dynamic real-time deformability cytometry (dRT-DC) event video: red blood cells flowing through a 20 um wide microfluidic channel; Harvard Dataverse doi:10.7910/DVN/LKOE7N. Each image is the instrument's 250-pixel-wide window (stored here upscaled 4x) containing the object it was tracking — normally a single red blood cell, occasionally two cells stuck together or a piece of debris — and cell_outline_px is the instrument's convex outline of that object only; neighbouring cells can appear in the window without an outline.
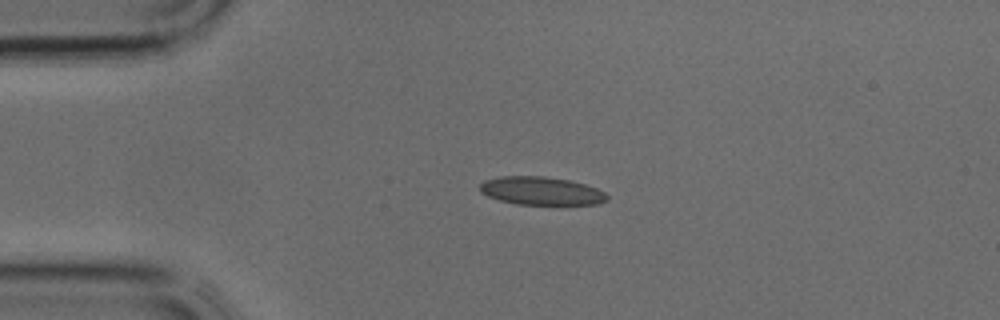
{"species": "common noctule bat (a hibernating species)", "species_latin": "Nyctalus noctula", "temperature_condition": "cold", "stored_images_in_passage": 22, "camera_frame_rate_fps": 3000, "um_per_image_px": 0.085, "animal": {"sex": "male", "body_mass_g": 17.9, "forearm_length_mm": 54.2}, "frame": {"image": 1, "passage_image": 1, "time_ms": 0.0, "image_size_px": [1000, 320], "cell_outline_px": [[608, 200], [596, 204], [516, 204], [500, 200], [488, 196], [480, 192], [480, 184], [484, 180], [500, 176], [544, 176], [568, 180], [584, 184], [596, 188], [604, 192], [608, 196]], "centroid_in_image_um": [45.98, 16.22], "position_along_channel_um": 39.0, "area_um2": 20.75}}
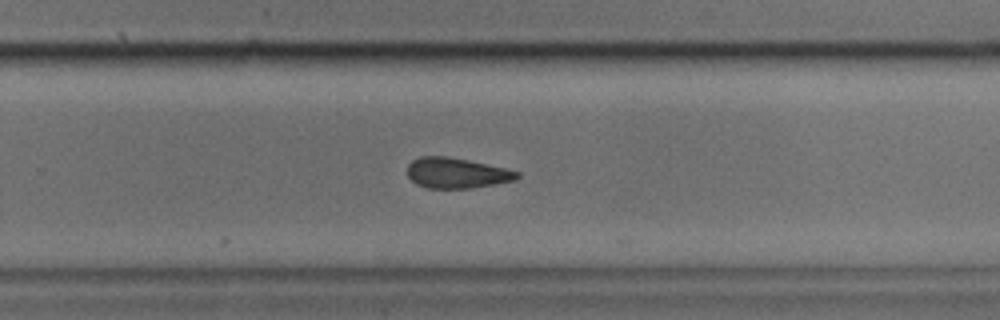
{"frame": {"image": 2, "passage_image": 17, "time_ms": 5.333, "image_size_px": [1000, 320], "cell_outline_px": [[520, 176], [516, 180], [472, 188], [428, 188], [416, 184], [408, 176], [408, 164], [412, 160], [420, 156], [448, 156], [468, 160], [504, 168], [520, 172]], "centroid_in_image_um": [38.8, 14.7], "position_along_channel_um": 291.0, "area_um2": 19.42}}
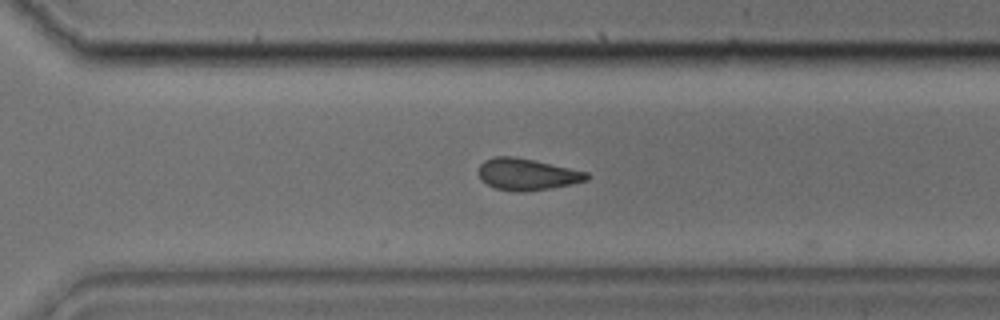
{"frame": {"image": 3, "passage_image": 19, "time_ms": 6.0, "image_size_px": [1000, 320], "cell_outline_px": [[592, 176], [588, 180], [572, 184], [524, 192], [516, 192], [496, 188], [480, 180], [476, 172], [480, 164], [484, 160], [492, 156], [512, 156], [532, 160], [588, 172]], "centroid_in_image_um": [44.76, 14.81], "position_along_channel_um": 325.8, "area_um2": 20.06}}